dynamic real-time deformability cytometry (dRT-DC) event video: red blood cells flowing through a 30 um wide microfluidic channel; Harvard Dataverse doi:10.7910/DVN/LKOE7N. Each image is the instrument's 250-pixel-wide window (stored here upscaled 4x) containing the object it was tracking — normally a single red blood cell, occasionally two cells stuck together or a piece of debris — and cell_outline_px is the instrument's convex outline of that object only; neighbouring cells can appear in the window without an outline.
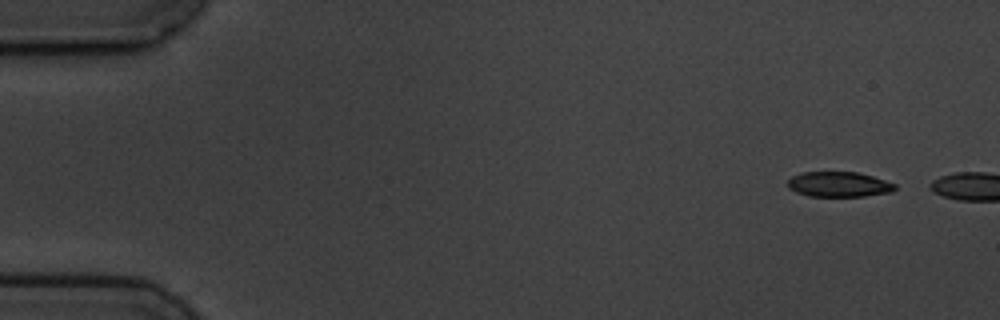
{"species": "common noctule bat (a hibernating species)", "species_latin": "Nyctalus noctula", "temperature_condition": "cold", "stored_images_in_passage": 2, "camera_frame_rate_fps": 3000, "um_per_image_px": 0.085, "animal": {"sex": "male", "body_mass_g": 19.5, "forearm_length_mm": 54.6}, "frame": {"image": 1, "passage_image": 1, "time_ms": 0.0, "image_size_px": [1000, 320], "cell_outline_px": [[896, 188], [892, 192], [864, 196], [808, 196], [796, 192], [788, 188], [788, 180], [792, 176], [804, 172], [856, 172], [872, 176], [896, 184]], "centroid_in_image_um": [71.3, 15.67], "position_along_channel_um": 13.7, "area_um2": 15.66}}